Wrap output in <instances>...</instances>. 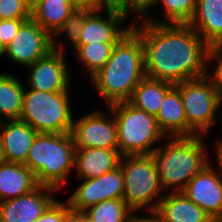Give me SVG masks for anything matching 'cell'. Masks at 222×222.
I'll use <instances>...</instances> for the list:
<instances>
[{
	"label": "cell",
	"instance_id": "obj_10",
	"mask_svg": "<svg viewBox=\"0 0 222 222\" xmlns=\"http://www.w3.org/2000/svg\"><path fill=\"white\" fill-rule=\"evenodd\" d=\"M52 50V36L32 18L26 20L17 35L5 47L3 55L21 66H29Z\"/></svg>",
	"mask_w": 222,
	"mask_h": 222
},
{
	"label": "cell",
	"instance_id": "obj_17",
	"mask_svg": "<svg viewBox=\"0 0 222 222\" xmlns=\"http://www.w3.org/2000/svg\"><path fill=\"white\" fill-rule=\"evenodd\" d=\"M121 157L119 150L95 147L75 149L74 168L81 180L98 178L116 169Z\"/></svg>",
	"mask_w": 222,
	"mask_h": 222
},
{
	"label": "cell",
	"instance_id": "obj_34",
	"mask_svg": "<svg viewBox=\"0 0 222 222\" xmlns=\"http://www.w3.org/2000/svg\"><path fill=\"white\" fill-rule=\"evenodd\" d=\"M155 0H131V14L137 15L136 18L140 16L153 4ZM136 13V14H135Z\"/></svg>",
	"mask_w": 222,
	"mask_h": 222
},
{
	"label": "cell",
	"instance_id": "obj_22",
	"mask_svg": "<svg viewBox=\"0 0 222 222\" xmlns=\"http://www.w3.org/2000/svg\"><path fill=\"white\" fill-rule=\"evenodd\" d=\"M174 85L165 81L143 78L134 89L128 102L134 107L156 116L165 94Z\"/></svg>",
	"mask_w": 222,
	"mask_h": 222
},
{
	"label": "cell",
	"instance_id": "obj_5",
	"mask_svg": "<svg viewBox=\"0 0 222 222\" xmlns=\"http://www.w3.org/2000/svg\"><path fill=\"white\" fill-rule=\"evenodd\" d=\"M117 125L118 150L123 155H151L153 145L165 137L154 115L140 110L128 101L108 106Z\"/></svg>",
	"mask_w": 222,
	"mask_h": 222
},
{
	"label": "cell",
	"instance_id": "obj_8",
	"mask_svg": "<svg viewBox=\"0 0 222 222\" xmlns=\"http://www.w3.org/2000/svg\"><path fill=\"white\" fill-rule=\"evenodd\" d=\"M188 124V136L206 135L216 123L218 91L207 75L175 84Z\"/></svg>",
	"mask_w": 222,
	"mask_h": 222
},
{
	"label": "cell",
	"instance_id": "obj_43",
	"mask_svg": "<svg viewBox=\"0 0 222 222\" xmlns=\"http://www.w3.org/2000/svg\"><path fill=\"white\" fill-rule=\"evenodd\" d=\"M5 48L2 46L1 40H0V57L3 55Z\"/></svg>",
	"mask_w": 222,
	"mask_h": 222
},
{
	"label": "cell",
	"instance_id": "obj_9",
	"mask_svg": "<svg viewBox=\"0 0 222 222\" xmlns=\"http://www.w3.org/2000/svg\"><path fill=\"white\" fill-rule=\"evenodd\" d=\"M108 111L112 116L110 113L106 115L102 110H96L82 115L78 120L74 118L71 135L75 149L95 147L118 150L116 120L109 108Z\"/></svg>",
	"mask_w": 222,
	"mask_h": 222
},
{
	"label": "cell",
	"instance_id": "obj_26",
	"mask_svg": "<svg viewBox=\"0 0 222 222\" xmlns=\"http://www.w3.org/2000/svg\"><path fill=\"white\" fill-rule=\"evenodd\" d=\"M157 3H162L163 5L164 15L167 19H164L163 22L162 19L161 21H156L145 17L151 11L150 8H153ZM196 3L197 0H155L139 19L160 24H188L194 14Z\"/></svg>",
	"mask_w": 222,
	"mask_h": 222
},
{
	"label": "cell",
	"instance_id": "obj_4",
	"mask_svg": "<svg viewBox=\"0 0 222 222\" xmlns=\"http://www.w3.org/2000/svg\"><path fill=\"white\" fill-rule=\"evenodd\" d=\"M74 155L71 133H38L25 165L34 173L38 185L59 190L74 168Z\"/></svg>",
	"mask_w": 222,
	"mask_h": 222
},
{
	"label": "cell",
	"instance_id": "obj_21",
	"mask_svg": "<svg viewBox=\"0 0 222 222\" xmlns=\"http://www.w3.org/2000/svg\"><path fill=\"white\" fill-rule=\"evenodd\" d=\"M161 131L168 137H188V124L179 89L174 85L164 97L155 116Z\"/></svg>",
	"mask_w": 222,
	"mask_h": 222
},
{
	"label": "cell",
	"instance_id": "obj_45",
	"mask_svg": "<svg viewBox=\"0 0 222 222\" xmlns=\"http://www.w3.org/2000/svg\"><path fill=\"white\" fill-rule=\"evenodd\" d=\"M212 222H222V219L213 220Z\"/></svg>",
	"mask_w": 222,
	"mask_h": 222
},
{
	"label": "cell",
	"instance_id": "obj_37",
	"mask_svg": "<svg viewBox=\"0 0 222 222\" xmlns=\"http://www.w3.org/2000/svg\"><path fill=\"white\" fill-rule=\"evenodd\" d=\"M151 215L140 216L134 215L133 222H165L156 211L149 212Z\"/></svg>",
	"mask_w": 222,
	"mask_h": 222
},
{
	"label": "cell",
	"instance_id": "obj_24",
	"mask_svg": "<svg viewBox=\"0 0 222 222\" xmlns=\"http://www.w3.org/2000/svg\"><path fill=\"white\" fill-rule=\"evenodd\" d=\"M75 9L72 2H38L31 18L53 36Z\"/></svg>",
	"mask_w": 222,
	"mask_h": 222
},
{
	"label": "cell",
	"instance_id": "obj_42",
	"mask_svg": "<svg viewBox=\"0 0 222 222\" xmlns=\"http://www.w3.org/2000/svg\"><path fill=\"white\" fill-rule=\"evenodd\" d=\"M218 105L219 107L222 106V91H218Z\"/></svg>",
	"mask_w": 222,
	"mask_h": 222
},
{
	"label": "cell",
	"instance_id": "obj_12",
	"mask_svg": "<svg viewBox=\"0 0 222 222\" xmlns=\"http://www.w3.org/2000/svg\"><path fill=\"white\" fill-rule=\"evenodd\" d=\"M207 165L196 174L182 192L213 220L222 219V176Z\"/></svg>",
	"mask_w": 222,
	"mask_h": 222
},
{
	"label": "cell",
	"instance_id": "obj_3",
	"mask_svg": "<svg viewBox=\"0 0 222 222\" xmlns=\"http://www.w3.org/2000/svg\"><path fill=\"white\" fill-rule=\"evenodd\" d=\"M203 135L169 137L151 154L157 167L160 185L164 190L182 191L188 182L207 165Z\"/></svg>",
	"mask_w": 222,
	"mask_h": 222
},
{
	"label": "cell",
	"instance_id": "obj_15",
	"mask_svg": "<svg viewBox=\"0 0 222 222\" xmlns=\"http://www.w3.org/2000/svg\"><path fill=\"white\" fill-rule=\"evenodd\" d=\"M55 191L39 185L26 195L0 202V222H35L56 200Z\"/></svg>",
	"mask_w": 222,
	"mask_h": 222
},
{
	"label": "cell",
	"instance_id": "obj_6",
	"mask_svg": "<svg viewBox=\"0 0 222 222\" xmlns=\"http://www.w3.org/2000/svg\"><path fill=\"white\" fill-rule=\"evenodd\" d=\"M70 107L69 91L25 89L20 120L38 133H71L74 119Z\"/></svg>",
	"mask_w": 222,
	"mask_h": 222
},
{
	"label": "cell",
	"instance_id": "obj_18",
	"mask_svg": "<svg viewBox=\"0 0 222 222\" xmlns=\"http://www.w3.org/2000/svg\"><path fill=\"white\" fill-rule=\"evenodd\" d=\"M188 25L209 45H222V0H197Z\"/></svg>",
	"mask_w": 222,
	"mask_h": 222
},
{
	"label": "cell",
	"instance_id": "obj_44",
	"mask_svg": "<svg viewBox=\"0 0 222 222\" xmlns=\"http://www.w3.org/2000/svg\"><path fill=\"white\" fill-rule=\"evenodd\" d=\"M221 123H222V119H221ZM222 125V124H221ZM222 127V126H221ZM216 143V147H220V146H222V140H218V141H216L215 142Z\"/></svg>",
	"mask_w": 222,
	"mask_h": 222
},
{
	"label": "cell",
	"instance_id": "obj_19",
	"mask_svg": "<svg viewBox=\"0 0 222 222\" xmlns=\"http://www.w3.org/2000/svg\"><path fill=\"white\" fill-rule=\"evenodd\" d=\"M156 212L165 222H212L213 219L182 191L163 195Z\"/></svg>",
	"mask_w": 222,
	"mask_h": 222
},
{
	"label": "cell",
	"instance_id": "obj_1",
	"mask_svg": "<svg viewBox=\"0 0 222 222\" xmlns=\"http://www.w3.org/2000/svg\"><path fill=\"white\" fill-rule=\"evenodd\" d=\"M138 21L132 29L142 40L146 77L175 85L211 71L210 46L188 24Z\"/></svg>",
	"mask_w": 222,
	"mask_h": 222
},
{
	"label": "cell",
	"instance_id": "obj_23",
	"mask_svg": "<svg viewBox=\"0 0 222 222\" xmlns=\"http://www.w3.org/2000/svg\"><path fill=\"white\" fill-rule=\"evenodd\" d=\"M24 85L15 75L0 73V121L20 120Z\"/></svg>",
	"mask_w": 222,
	"mask_h": 222
},
{
	"label": "cell",
	"instance_id": "obj_32",
	"mask_svg": "<svg viewBox=\"0 0 222 222\" xmlns=\"http://www.w3.org/2000/svg\"><path fill=\"white\" fill-rule=\"evenodd\" d=\"M68 209L67 201L61 202L56 199L35 222H61L63 214Z\"/></svg>",
	"mask_w": 222,
	"mask_h": 222
},
{
	"label": "cell",
	"instance_id": "obj_29",
	"mask_svg": "<svg viewBox=\"0 0 222 222\" xmlns=\"http://www.w3.org/2000/svg\"><path fill=\"white\" fill-rule=\"evenodd\" d=\"M30 18L31 11L21 0H0V20Z\"/></svg>",
	"mask_w": 222,
	"mask_h": 222
},
{
	"label": "cell",
	"instance_id": "obj_36",
	"mask_svg": "<svg viewBox=\"0 0 222 222\" xmlns=\"http://www.w3.org/2000/svg\"><path fill=\"white\" fill-rule=\"evenodd\" d=\"M76 9L100 10V0H71Z\"/></svg>",
	"mask_w": 222,
	"mask_h": 222
},
{
	"label": "cell",
	"instance_id": "obj_11",
	"mask_svg": "<svg viewBox=\"0 0 222 222\" xmlns=\"http://www.w3.org/2000/svg\"><path fill=\"white\" fill-rule=\"evenodd\" d=\"M83 181L67 201L70 209L84 212L104 200L123 198L124 179L120 166L98 178Z\"/></svg>",
	"mask_w": 222,
	"mask_h": 222
},
{
	"label": "cell",
	"instance_id": "obj_33",
	"mask_svg": "<svg viewBox=\"0 0 222 222\" xmlns=\"http://www.w3.org/2000/svg\"><path fill=\"white\" fill-rule=\"evenodd\" d=\"M116 9L127 14L131 13V0H100V11Z\"/></svg>",
	"mask_w": 222,
	"mask_h": 222
},
{
	"label": "cell",
	"instance_id": "obj_16",
	"mask_svg": "<svg viewBox=\"0 0 222 222\" xmlns=\"http://www.w3.org/2000/svg\"><path fill=\"white\" fill-rule=\"evenodd\" d=\"M38 132L21 120L0 121V144L5 161L25 164Z\"/></svg>",
	"mask_w": 222,
	"mask_h": 222
},
{
	"label": "cell",
	"instance_id": "obj_25",
	"mask_svg": "<svg viewBox=\"0 0 222 222\" xmlns=\"http://www.w3.org/2000/svg\"><path fill=\"white\" fill-rule=\"evenodd\" d=\"M92 222H133L135 211L123 199H108L84 211Z\"/></svg>",
	"mask_w": 222,
	"mask_h": 222
},
{
	"label": "cell",
	"instance_id": "obj_35",
	"mask_svg": "<svg viewBox=\"0 0 222 222\" xmlns=\"http://www.w3.org/2000/svg\"><path fill=\"white\" fill-rule=\"evenodd\" d=\"M61 222H86V213L68 209L64 214Z\"/></svg>",
	"mask_w": 222,
	"mask_h": 222
},
{
	"label": "cell",
	"instance_id": "obj_28",
	"mask_svg": "<svg viewBox=\"0 0 222 222\" xmlns=\"http://www.w3.org/2000/svg\"><path fill=\"white\" fill-rule=\"evenodd\" d=\"M92 12L88 9H75V11L64 21L63 25L57 30V32L52 36V50L55 52H63L64 44H57V37L62 33H66L67 38L73 44L74 49L80 39V34L83 29L86 17ZM56 38V39H55Z\"/></svg>",
	"mask_w": 222,
	"mask_h": 222
},
{
	"label": "cell",
	"instance_id": "obj_27",
	"mask_svg": "<svg viewBox=\"0 0 222 222\" xmlns=\"http://www.w3.org/2000/svg\"><path fill=\"white\" fill-rule=\"evenodd\" d=\"M117 43H91L86 45H77L73 50L76 57L84 63L90 78L99 69H101L108 59Z\"/></svg>",
	"mask_w": 222,
	"mask_h": 222
},
{
	"label": "cell",
	"instance_id": "obj_14",
	"mask_svg": "<svg viewBox=\"0 0 222 222\" xmlns=\"http://www.w3.org/2000/svg\"><path fill=\"white\" fill-rule=\"evenodd\" d=\"M103 10L92 11L85 20L80 39L77 45H86L97 42L118 43L133 27V23L122 29L128 14L116 9H104L106 16L101 15Z\"/></svg>",
	"mask_w": 222,
	"mask_h": 222
},
{
	"label": "cell",
	"instance_id": "obj_20",
	"mask_svg": "<svg viewBox=\"0 0 222 222\" xmlns=\"http://www.w3.org/2000/svg\"><path fill=\"white\" fill-rule=\"evenodd\" d=\"M38 186L34 173L25 164L5 161L0 165V202L26 195Z\"/></svg>",
	"mask_w": 222,
	"mask_h": 222
},
{
	"label": "cell",
	"instance_id": "obj_2",
	"mask_svg": "<svg viewBox=\"0 0 222 222\" xmlns=\"http://www.w3.org/2000/svg\"><path fill=\"white\" fill-rule=\"evenodd\" d=\"M146 77L144 48L140 36L131 29L114 47L106 64L89 80L106 101L107 107L128 101Z\"/></svg>",
	"mask_w": 222,
	"mask_h": 222
},
{
	"label": "cell",
	"instance_id": "obj_46",
	"mask_svg": "<svg viewBox=\"0 0 222 222\" xmlns=\"http://www.w3.org/2000/svg\"><path fill=\"white\" fill-rule=\"evenodd\" d=\"M86 222H92V221H90V220L87 218V215H86Z\"/></svg>",
	"mask_w": 222,
	"mask_h": 222
},
{
	"label": "cell",
	"instance_id": "obj_41",
	"mask_svg": "<svg viewBox=\"0 0 222 222\" xmlns=\"http://www.w3.org/2000/svg\"><path fill=\"white\" fill-rule=\"evenodd\" d=\"M4 162H5V158H4V154H3V149L0 144V165Z\"/></svg>",
	"mask_w": 222,
	"mask_h": 222
},
{
	"label": "cell",
	"instance_id": "obj_7",
	"mask_svg": "<svg viewBox=\"0 0 222 222\" xmlns=\"http://www.w3.org/2000/svg\"><path fill=\"white\" fill-rule=\"evenodd\" d=\"M119 166L124 179L123 200L135 211H156L163 192L152 155H123ZM159 197V199H158Z\"/></svg>",
	"mask_w": 222,
	"mask_h": 222
},
{
	"label": "cell",
	"instance_id": "obj_13",
	"mask_svg": "<svg viewBox=\"0 0 222 222\" xmlns=\"http://www.w3.org/2000/svg\"><path fill=\"white\" fill-rule=\"evenodd\" d=\"M64 58V52L51 50L45 57L27 66L31 68L27 79L30 89L45 92L69 91L71 75Z\"/></svg>",
	"mask_w": 222,
	"mask_h": 222
},
{
	"label": "cell",
	"instance_id": "obj_31",
	"mask_svg": "<svg viewBox=\"0 0 222 222\" xmlns=\"http://www.w3.org/2000/svg\"><path fill=\"white\" fill-rule=\"evenodd\" d=\"M29 19L0 20V40L5 48L17 35L21 25Z\"/></svg>",
	"mask_w": 222,
	"mask_h": 222
},
{
	"label": "cell",
	"instance_id": "obj_30",
	"mask_svg": "<svg viewBox=\"0 0 222 222\" xmlns=\"http://www.w3.org/2000/svg\"><path fill=\"white\" fill-rule=\"evenodd\" d=\"M216 63L213 73L208 72V76L213 81L217 91H222V45H212L209 48L208 64Z\"/></svg>",
	"mask_w": 222,
	"mask_h": 222
},
{
	"label": "cell",
	"instance_id": "obj_40",
	"mask_svg": "<svg viewBox=\"0 0 222 222\" xmlns=\"http://www.w3.org/2000/svg\"><path fill=\"white\" fill-rule=\"evenodd\" d=\"M38 2H72L71 0H39Z\"/></svg>",
	"mask_w": 222,
	"mask_h": 222
},
{
	"label": "cell",
	"instance_id": "obj_39",
	"mask_svg": "<svg viewBox=\"0 0 222 222\" xmlns=\"http://www.w3.org/2000/svg\"><path fill=\"white\" fill-rule=\"evenodd\" d=\"M31 11L38 3L39 0H21Z\"/></svg>",
	"mask_w": 222,
	"mask_h": 222
},
{
	"label": "cell",
	"instance_id": "obj_38",
	"mask_svg": "<svg viewBox=\"0 0 222 222\" xmlns=\"http://www.w3.org/2000/svg\"><path fill=\"white\" fill-rule=\"evenodd\" d=\"M216 149V156H217V159H218V171H219V173H220V175L222 176V146H220V147H216L215 148Z\"/></svg>",
	"mask_w": 222,
	"mask_h": 222
}]
</instances>
